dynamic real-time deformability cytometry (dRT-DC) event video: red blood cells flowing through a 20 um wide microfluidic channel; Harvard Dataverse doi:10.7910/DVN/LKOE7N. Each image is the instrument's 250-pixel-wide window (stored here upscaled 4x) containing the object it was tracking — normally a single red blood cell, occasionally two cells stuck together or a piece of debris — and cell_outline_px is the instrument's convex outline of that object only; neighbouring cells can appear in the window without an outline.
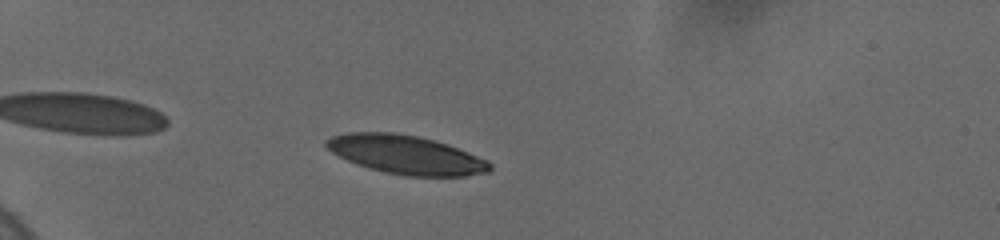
{"species": "human", "species_latin": "Homo sapiens", "temperature_condition": "cold", "stored_images_in_passage": 79, "camera_frame_rate_fps": 3000, "um_per_image_px": 0.085, "donor": {"sex": "female"}, "frame": {"image": 1, "passage_image": 7, "time_ms": 1.667, "image_size_px": [1000, 240], "cell_outline_px": [[492, 168], [488, 172], [464, 176], [404, 176], [384, 172], [368, 168], [356, 164], [332, 152], [324, 144], [324, 140], [332, 136], [348, 132], [396, 132], [416, 136], [448, 144], [488, 160], [492, 164]], "centroid_in_image_um": [34.5, 13.15], "position_along_channel_um": 50.5, "area_um2": 36.93}}
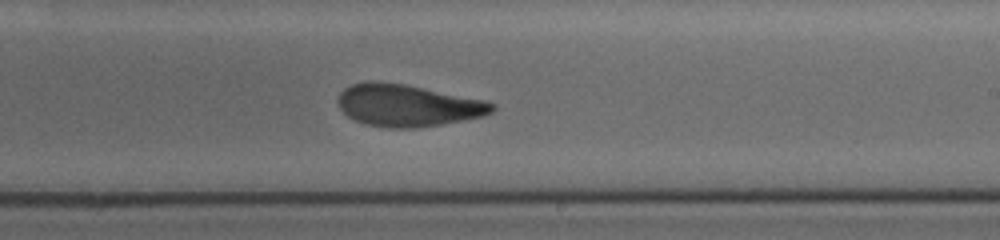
{"frame": {"image": 2, "passage_image": 35, "time_ms": 8.333, "image_size_px": [1000, 240], "cell_outline_px": [[496, 108], [492, 112], [484, 116], [440, 124], [416, 128], [388, 128], [368, 124], [356, 120], [348, 116], [340, 108], [336, 100], [340, 92], [344, 88], [352, 84], [404, 84], [484, 100], [496, 104]], "centroid_in_image_um": [34.69, 8.99], "position_along_channel_um": 254.3, "area_um2": 36.82}}
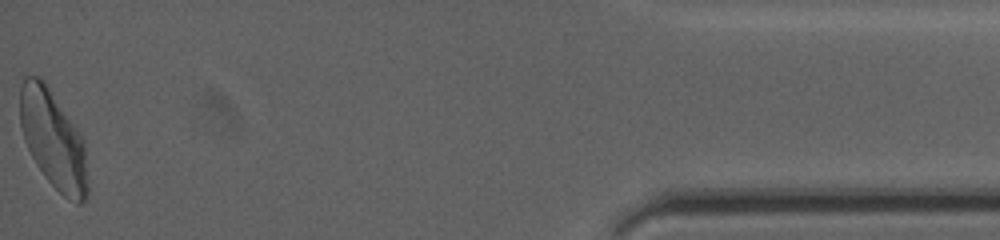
{"frame": {"image": 3, "passage_image": 79, "time_ms": 15.0, "image_size_px": [1000, 240], "cell_outline_px": [[88, 196], [80, 204], [76, 204], [68, 200], [44, 176], [36, 164], [24, 140], [20, 124], [20, 88], [24, 76], [40, 76], [48, 84], [80, 132], [84, 140], [88, 184]], "centroid_in_image_um": [4.53, 11.84], "position_along_channel_um": 430.7, "area_um2": 39.19}, "authors_computed_cell_mechanics": {"area_um2": 37.2232, "velocity_mm_per_s": 3.6782, "shape_relaxation_time_tau1_ms": 8.0415, "shape_relaxation_time_tau2_ms": 1.8582, "deformation_change_tau1": 0.2291, "deformation_change_tau2": 0.0911}}